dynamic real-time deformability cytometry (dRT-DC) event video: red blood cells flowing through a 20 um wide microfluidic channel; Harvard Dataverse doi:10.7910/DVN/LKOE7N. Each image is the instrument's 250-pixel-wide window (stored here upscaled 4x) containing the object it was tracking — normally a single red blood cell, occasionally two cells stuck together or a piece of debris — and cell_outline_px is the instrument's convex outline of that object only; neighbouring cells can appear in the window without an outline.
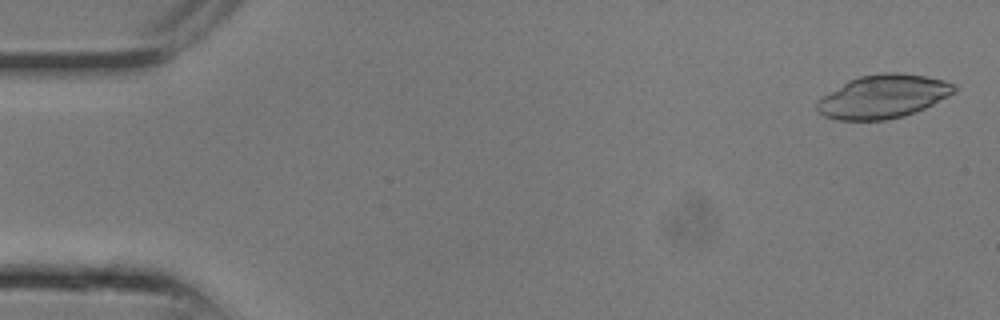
{"species": "common noctule bat (a hibernating species)", "species_latin": "Nyctalus noctula", "temperature_condition": "room temperature", "stored_images_in_passage": 7, "camera_frame_rate_fps": 3000, "um_per_image_px": 0.085, "animal": {"sex": "male", "body_mass_g": 13.3}, "frame": {"image": 1, "passage_image": 1, "time_ms": 0.0, "image_size_px": [1000, 320], "cell_outline_px": [[956, 92], [916, 112], [904, 116], [884, 120], [836, 120], [824, 116], [816, 108], [816, 100], [848, 80], [860, 76], [884, 72], [896, 72], [924, 76], [944, 80], [956, 84]], "centroid_in_image_um": [75.05, 8.2], "position_along_channel_um": 9.9, "area_um2": 34.74}}